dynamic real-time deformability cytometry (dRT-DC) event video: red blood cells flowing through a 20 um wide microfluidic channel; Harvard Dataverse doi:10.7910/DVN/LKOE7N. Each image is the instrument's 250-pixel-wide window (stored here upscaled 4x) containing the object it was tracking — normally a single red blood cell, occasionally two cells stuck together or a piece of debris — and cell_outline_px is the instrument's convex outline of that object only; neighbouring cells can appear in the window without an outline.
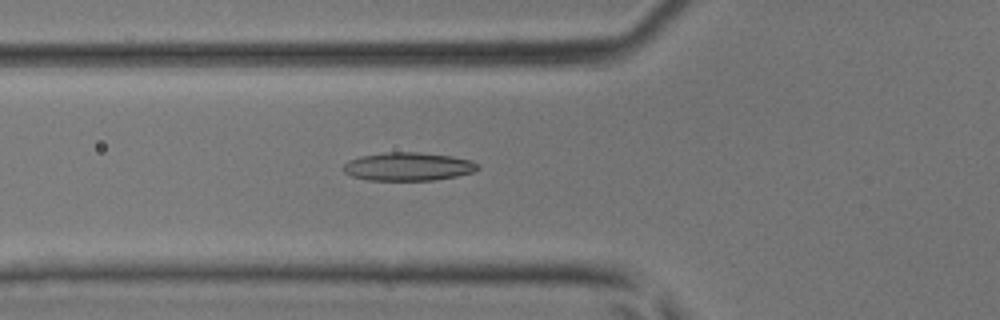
{"species": "common noctule bat (a hibernating species)", "species_latin": "Nyctalus noctula", "temperature_condition": "room temperature", "stored_images_in_passage": 45, "camera_frame_rate_fps": 3000, "um_per_image_px": 0.085, "animal": {"sex": "male", "body_mass_g": 17.9, "forearm_length_mm": 54.2}, "frame": {"image": 1, "passage_image": 17, "time_ms": 5.333, "image_size_px": [1000, 320], "cell_outline_px": [[480, 168], [472, 172], [456, 176], [432, 180], [368, 180], [352, 176], [344, 172], [340, 168], [348, 160], [360, 156], [384, 152], [416, 152], [452, 156], [468, 160], [480, 164]], "centroid_in_image_um": [34.65, 14.15], "position_along_channel_um": 91.2, "area_um2": 22.2}}
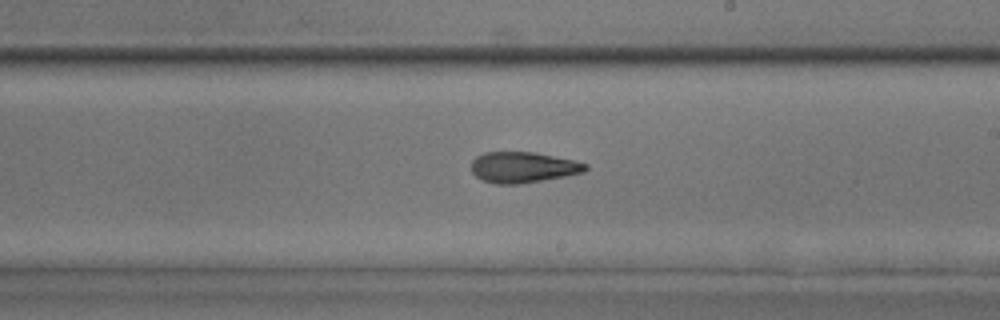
{"frame": {"image": 2, "passage_image": 27, "time_ms": 8.667, "image_size_px": [1000, 320], "cell_outline_px": [[588, 168], [584, 172], [564, 176], [520, 184], [496, 184], [484, 180], [476, 176], [472, 172], [472, 160], [476, 156], [484, 152], [532, 152], [572, 160], [588, 164]], "centroid_in_image_um": [44.44, 14.22], "position_along_channel_um": 244.6, "area_um2": 20.29}}
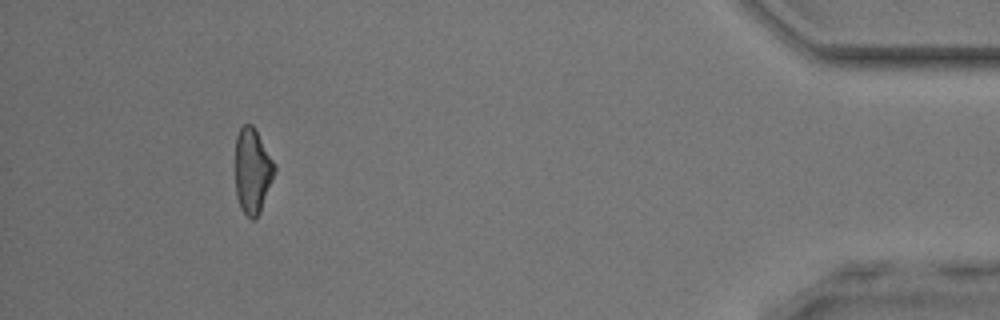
{"frame": {"image": 3, "passage_image": 42, "time_ms": 13.667, "image_size_px": [1000, 320], "cell_outline_px": [[276, 172], [260, 212], [252, 220], [240, 208], [236, 196], [236, 136], [240, 128], [244, 124], [252, 124], [276, 164]], "centroid_in_image_um": [21.47, 14.52], "position_along_channel_um": 413.7, "area_um2": 19.48}}